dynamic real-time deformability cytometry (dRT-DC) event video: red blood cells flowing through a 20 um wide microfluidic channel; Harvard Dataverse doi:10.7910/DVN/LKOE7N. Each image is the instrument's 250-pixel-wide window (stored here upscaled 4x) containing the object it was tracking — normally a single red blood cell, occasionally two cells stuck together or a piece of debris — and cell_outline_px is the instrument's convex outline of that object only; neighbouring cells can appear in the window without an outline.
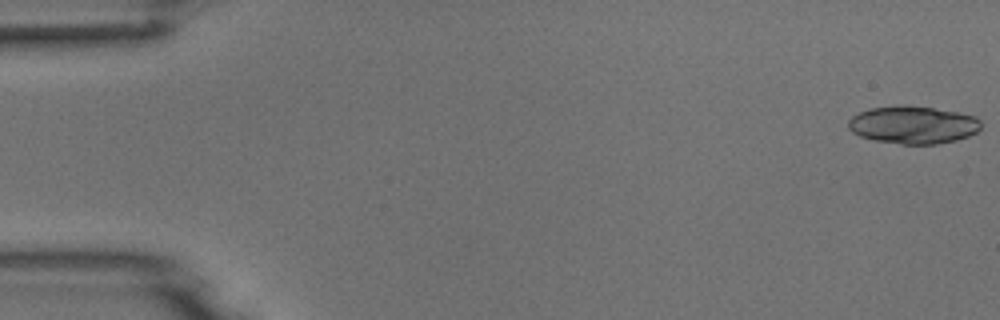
{"species": "common noctule bat (a hibernating species)", "species_latin": "Nyctalus noctula", "temperature_condition": "room temperature", "stored_images_in_passage": 11, "camera_frame_rate_fps": 3000, "um_per_image_px": 0.085, "animal": {"sex": "male", "body_mass_g": 18.8}, "frame": {"image": 1, "passage_image": 1, "time_ms": 0.0, "image_size_px": [1000, 320], "cell_outline_px": [[980, 128], [976, 132], [968, 136], [956, 140], [936, 144], [900, 144], [876, 140], [860, 136], [852, 132], [848, 128], [848, 120], [852, 116], [868, 108], [900, 104], [904, 104], [932, 108], [956, 112], [976, 116], [980, 120]], "centroid_in_image_um": [77.58, 10.6], "position_along_channel_um": 7.4, "area_um2": 29.25}}